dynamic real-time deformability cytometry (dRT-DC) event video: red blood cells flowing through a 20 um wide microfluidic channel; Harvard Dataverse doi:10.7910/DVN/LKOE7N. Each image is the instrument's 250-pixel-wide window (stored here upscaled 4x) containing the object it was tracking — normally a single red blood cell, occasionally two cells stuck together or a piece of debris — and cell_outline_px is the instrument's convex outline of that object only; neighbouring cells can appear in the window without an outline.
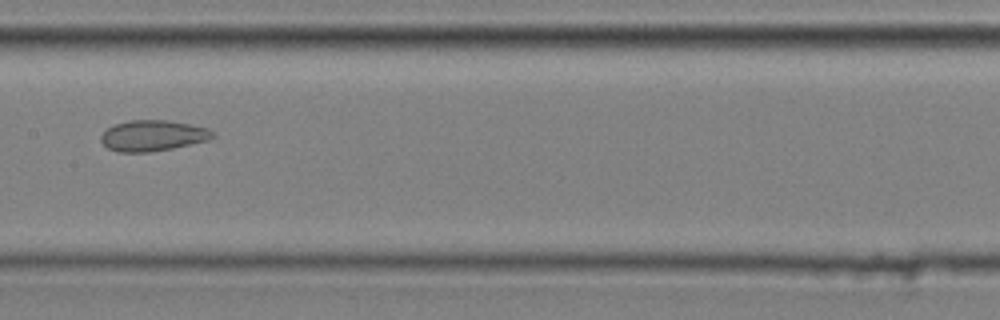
{"species": "common noctule bat (a hibernating species)", "species_latin": "Nyctalus noctula", "temperature_condition": "cold", "stored_images_in_passage": 9, "camera_frame_rate_fps": 3000, "um_per_image_px": 0.085, "animal": {"sex": "male", "body_mass_g": 20.4}, "frame": {"image": 1, "passage_image": 9, "time_ms": 2.667, "image_size_px": [1000, 320], "cell_outline_px": [[216, 136], [208, 140], [172, 148], [148, 152], [120, 152], [108, 148], [100, 140], [100, 136], [108, 128], [116, 124], [128, 120], [168, 120], [208, 128]], "centroid_in_image_um": [12.98, 11.52], "position_along_channel_um": 194.4, "area_um2": 19.88}}